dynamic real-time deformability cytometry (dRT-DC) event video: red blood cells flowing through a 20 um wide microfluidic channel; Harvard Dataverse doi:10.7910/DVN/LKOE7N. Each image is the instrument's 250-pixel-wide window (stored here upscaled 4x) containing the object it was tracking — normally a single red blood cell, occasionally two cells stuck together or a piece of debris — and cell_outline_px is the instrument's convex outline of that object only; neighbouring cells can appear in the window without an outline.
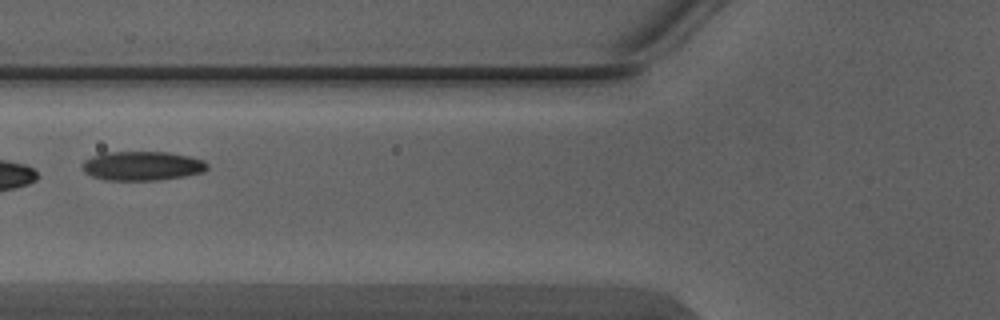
{"species": "Egyptian fruit bat (a non-hibernating species)", "species_latin": "Rousettus aegyptiacus", "temperature_condition": "warm", "stored_images_in_passage": 7, "camera_frame_rate_fps": 3000, "um_per_image_px": 0.085, "animal": {"sex": "male"}, "frame": {"image": 1, "passage_image": 6, "time_ms": 1.667, "image_size_px": [1000, 320], "cell_outline_px": [[208, 168], [204, 172], [184, 176], [160, 180], [104, 180], [92, 176], [84, 172], [80, 164], [84, 160], [92, 156], [104, 152], [168, 152], [188, 156], [204, 160], [208, 164]], "centroid_in_image_um": [12.07, 14.1], "position_along_channel_um": 113.7, "area_um2": 21.44}}
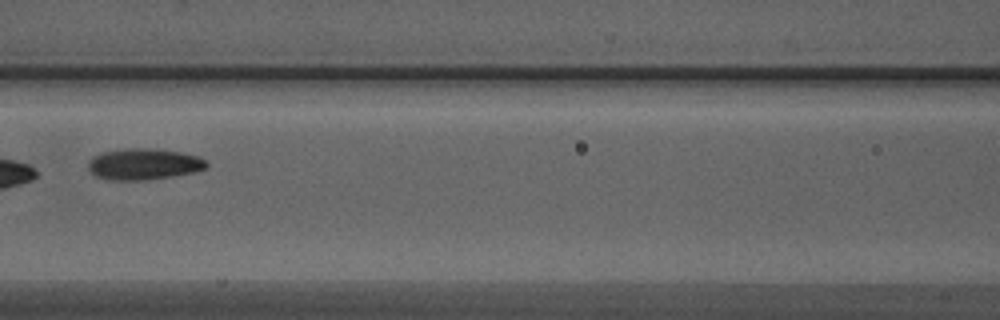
{"frame": {"image": 2, "passage_image": 7, "time_ms": 2.0, "image_size_px": [1000, 320], "cell_outline_px": [[208, 168], [196, 172], [172, 176], [144, 180], [108, 180], [96, 176], [88, 168], [88, 160], [92, 156], [100, 152], [132, 148], [144, 148], [180, 152], [200, 156], [208, 164]], "centroid_in_image_um": [12.22, 13.95], "position_along_channel_um": 154.4, "area_um2": 21.62}}